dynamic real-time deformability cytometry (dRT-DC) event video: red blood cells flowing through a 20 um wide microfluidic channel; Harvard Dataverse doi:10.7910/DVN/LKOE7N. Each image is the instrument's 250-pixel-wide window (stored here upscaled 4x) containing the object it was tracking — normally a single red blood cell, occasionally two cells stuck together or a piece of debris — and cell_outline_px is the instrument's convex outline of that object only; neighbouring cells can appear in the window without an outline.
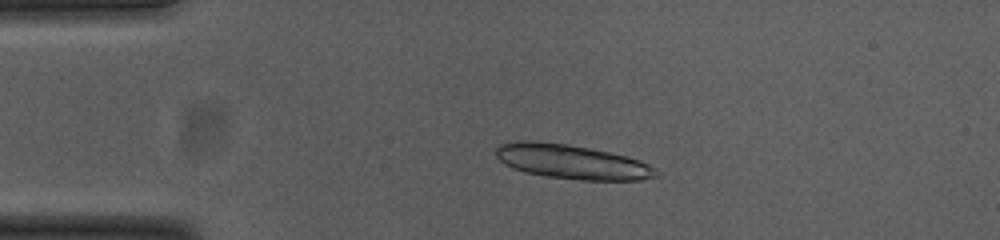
{"species": "common noctule bat (a hibernating species)", "species_latin": "Nyctalus noctula", "temperature_condition": "cold", "stored_images_in_passage": 43, "camera_frame_rate_fps": 3000, "um_per_image_px": 0.085, "animal": {"sex": "female", "body_mass_g": 23.0, "forearm_length_mm": 53.4}, "frame": {"image": 1, "passage_image": 1, "time_ms": 0.0, "image_size_px": [1000, 240], "cell_outline_px": [[660, 176], [640, 180], [580, 180], [544, 176], [524, 172], [512, 168], [504, 164], [496, 156], [496, 148], [500, 144], [520, 140], [536, 140], [568, 144], [608, 152], [640, 160], [656, 168], [660, 172]], "centroid_in_image_um": [48.61, 13.75], "position_along_channel_um": 36.4, "area_um2": 32.31}, "authors_computed_cell_mechanics": {"area_um2": 19.1896, "velocity_mm_per_s": 3.75, "shape_relaxation_time_tau1_ms": null, "shape_relaxation_time_tau2_ms": 1.5953, "deformation_change_tau1": null, "deformation_change_tau2": 0.0605}}